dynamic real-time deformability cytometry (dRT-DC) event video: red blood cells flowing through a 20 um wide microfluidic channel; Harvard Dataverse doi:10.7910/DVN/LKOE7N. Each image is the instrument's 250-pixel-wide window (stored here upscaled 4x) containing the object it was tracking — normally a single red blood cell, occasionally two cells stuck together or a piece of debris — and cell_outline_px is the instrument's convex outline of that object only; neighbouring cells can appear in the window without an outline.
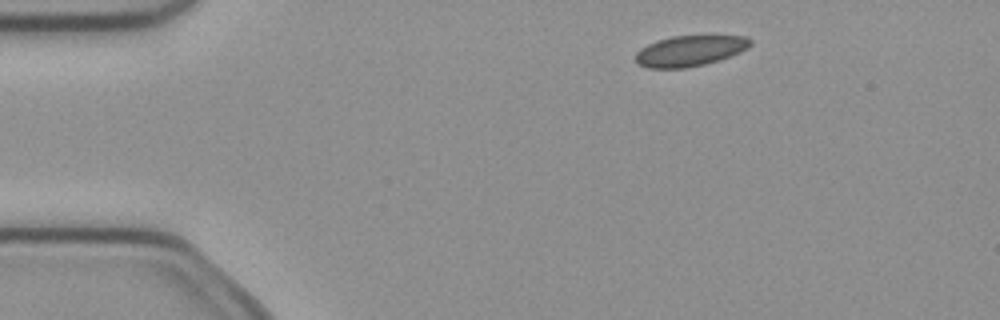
{"species": "common noctule bat (a hibernating species)", "species_latin": "Nyctalus noctula", "temperature_condition": "cold", "stored_images_in_passage": 4, "camera_frame_rate_fps": 3000, "um_per_image_px": 0.085, "animal": {"sex": "female", "body_mass_g": 21.9}, "frame": {"image": 1, "passage_image": 2, "time_ms": 0.333, "image_size_px": [1000, 320], "cell_outline_px": [[752, 44], [748, 48], [740, 52], [720, 60], [704, 64], [684, 68], [648, 68], [636, 64], [636, 52], [640, 48], [656, 40], [672, 36], [744, 36], [752, 40]], "centroid_in_image_um": [58.62, 4.32], "position_along_channel_um": 26.4, "area_um2": 20.58}}